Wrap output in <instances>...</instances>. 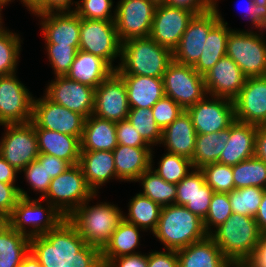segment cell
<instances>
[{
	"label": "cell",
	"mask_w": 266,
	"mask_h": 267,
	"mask_svg": "<svg viewBox=\"0 0 266 267\" xmlns=\"http://www.w3.org/2000/svg\"><path fill=\"white\" fill-rule=\"evenodd\" d=\"M30 252L42 267H103L101 250L86 244L67 218L48 233L31 237Z\"/></svg>",
	"instance_id": "6da1fadb"
},
{
	"label": "cell",
	"mask_w": 266,
	"mask_h": 267,
	"mask_svg": "<svg viewBox=\"0 0 266 267\" xmlns=\"http://www.w3.org/2000/svg\"><path fill=\"white\" fill-rule=\"evenodd\" d=\"M120 61L115 70L118 75L163 78L173 54L150 36L131 38L121 43Z\"/></svg>",
	"instance_id": "7a4b0ae2"
},
{
	"label": "cell",
	"mask_w": 266,
	"mask_h": 267,
	"mask_svg": "<svg viewBox=\"0 0 266 267\" xmlns=\"http://www.w3.org/2000/svg\"><path fill=\"white\" fill-rule=\"evenodd\" d=\"M261 235L254 217L232 213L209 236L233 265H244L256 250Z\"/></svg>",
	"instance_id": "3957f363"
},
{
	"label": "cell",
	"mask_w": 266,
	"mask_h": 267,
	"mask_svg": "<svg viewBox=\"0 0 266 267\" xmlns=\"http://www.w3.org/2000/svg\"><path fill=\"white\" fill-rule=\"evenodd\" d=\"M97 195L76 208L67 220L76 228L86 244L102 250L123 220V211L109 202H97L96 205L90 206L89 202Z\"/></svg>",
	"instance_id": "277c9868"
},
{
	"label": "cell",
	"mask_w": 266,
	"mask_h": 267,
	"mask_svg": "<svg viewBox=\"0 0 266 267\" xmlns=\"http://www.w3.org/2000/svg\"><path fill=\"white\" fill-rule=\"evenodd\" d=\"M154 236L164 249L178 250L205 239L203 220L185 206L171 204L162 207Z\"/></svg>",
	"instance_id": "5b68a950"
},
{
	"label": "cell",
	"mask_w": 266,
	"mask_h": 267,
	"mask_svg": "<svg viewBox=\"0 0 266 267\" xmlns=\"http://www.w3.org/2000/svg\"><path fill=\"white\" fill-rule=\"evenodd\" d=\"M259 31L232 29L228 35L226 55L247 78L266 76V29Z\"/></svg>",
	"instance_id": "8992f818"
},
{
	"label": "cell",
	"mask_w": 266,
	"mask_h": 267,
	"mask_svg": "<svg viewBox=\"0 0 266 267\" xmlns=\"http://www.w3.org/2000/svg\"><path fill=\"white\" fill-rule=\"evenodd\" d=\"M41 200L21 197L5 221L14 230L30 238L55 229L66 217L47 201V206H42Z\"/></svg>",
	"instance_id": "52a82bcc"
},
{
	"label": "cell",
	"mask_w": 266,
	"mask_h": 267,
	"mask_svg": "<svg viewBox=\"0 0 266 267\" xmlns=\"http://www.w3.org/2000/svg\"><path fill=\"white\" fill-rule=\"evenodd\" d=\"M94 195V191L88 186L84 174L77 164L52 178L49 189L42 200L49 202L67 218L76 208Z\"/></svg>",
	"instance_id": "ba28073f"
},
{
	"label": "cell",
	"mask_w": 266,
	"mask_h": 267,
	"mask_svg": "<svg viewBox=\"0 0 266 267\" xmlns=\"http://www.w3.org/2000/svg\"><path fill=\"white\" fill-rule=\"evenodd\" d=\"M163 82L165 96L170 97L185 111L207 96L203 75L191 65L172 61L163 75Z\"/></svg>",
	"instance_id": "9c48e42d"
},
{
	"label": "cell",
	"mask_w": 266,
	"mask_h": 267,
	"mask_svg": "<svg viewBox=\"0 0 266 267\" xmlns=\"http://www.w3.org/2000/svg\"><path fill=\"white\" fill-rule=\"evenodd\" d=\"M79 50L104 59L114 70V59L120 58L121 42L114 21L80 18Z\"/></svg>",
	"instance_id": "30bf717a"
},
{
	"label": "cell",
	"mask_w": 266,
	"mask_h": 267,
	"mask_svg": "<svg viewBox=\"0 0 266 267\" xmlns=\"http://www.w3.org/2000/svg\"><path fill=\"white\" fill-rule=\"evenodd\" d=\"M5 133L0 139V155L19 172L39 156L33 123L3 124Z\"/></svg>",
	"instance_id": "8fae6325"
},
{
	"label": "cell",
	"mask_w": 266,
	"mask_h": 267,
	"mask_svg": "<svg viewBox=\"0 0 266 267\" xmlns=\"http://www.w3.org/2000/svg\"><path fill=\"white\" fill-rule=\"evenodd\" d=\"M156 5L148 0H120L115 7V26L119 41L149 37Z\"/></svg>",
	"instance_id": "7c38bea8"
},
{
	"label": "cell",
	"mask_w": 266,
	"mask_h": 267,
	"mask_svg": "<svg viewBox=\"0 0 266 267\" xmlns=\"http://www.w3.org/2000/svg\"><path fill=\"white\" fill-rule=\"evenodd\" d=\"M85 117L49 100L45 95L33 100L32 120L34 127L81 139Z\"/></svg>",
	"instance_id": "4fadbf2b"
},
{
	"label": "cell",
	"mask_w": 266,
	"mask_h": 267,
	"mask_svg": "<svg viewBox=\"0 0 266 267\" xmlns=\"http://www.w3.org/2000/svg\"><path fill=\"white\" fill-rule=\"evenodd\" d=\"M16 73L0 76V125L32 120L34 97Z\"/></svg>",
	"instance_id": "5bb4252c"
},
{
	"label": "cell",
	"mask_w": 266,
	"mask_h": 267,
	"mask_svg": "<svg viewBox=\"0 0 266 267\" xmlns=\"http://www.w3.org/2000/svg\"><path fill=\"white\" fill-rule=\"evenodd\" d=\"M219 21V13L214 7L204 13L196 14L172 52L173 61L194 66L203 52L209 31Z\"/></svg>",
	"instance_id": "9a60e30c"
},
{
	"label": "cell",
	"mask_w": 266,
	"mask_h": 267,
	"mask_svg": "<svg viewBox=\"0 0 266 267\" xmlns=\"http://www.w3.org/2000/svg\"><path fill=\"white\" fill-rule=\"evenodd\" d=\"M209 96L207 94L202 100L186 110L191 116L197 135L220 132L229 128L235 121L232 100Z\"/></svg>",
	"instance_id": "2e32d148"
},
{
	"label": "cell",
	"mask_w": 266,
	"mask_h": 267,
	"mask_svg": "<svg viewBox=\"0 0 266 267\" xmlns=\"http://www.w3.org/2000/svg\"><path fill=\"white\" fill-rule=\"evenodd\" d=\"M44 95L51 101L88 118L94 111L95 88L56 76L48 83Z\"/></svg>",
	"instance_id": "e0dca14e"
},
{
	"label": "cell",
	"mask_w": 266,
	"mask_h": 267,
	"mask_svg": "<svg viewBox=\"0 0 266 267\" xmlns=\"http://www.w3.org/2000/svg\"><path fill=\"white\" fill-rule=\"evenodd\" d=\"M195 15V12L184 8L171 7L165 4L157 5L150 37L160 46L173 52Z\"/></svg>",
	"instance_id": "ac0fdd59"
},
{
	"label": "cell",
	"mask_w": 266,
	"mask_h": 267,
	"mask_svg": "<svg viewBox=\"0 0 266 267\" xmlns=\"http://www.w3.org/2000/svg\"><path fill=\"white\" fill-rule=\"evenodd\" d=\"M129 110L125 82L114 71L95 89L93 115L117 123L127 119Z\"/></svg>",
	"instance_id": "d6986e66"
},
{
	"label": "cell",
	"mask_w": 266,
	"mask_h": 267,
	"mask_svg": "<svg viewBox=\"0 0 266 267\" xmlns=\"http://www.w3.org/2000/svg\"><path fill=\"white\" fill-rule=\"evenodd\" d=\"M233 103L235 120L266 126V76L247 78Z\"/></svg>",
	"instance_id": "ffe728a7"
},
{
	"label": "cell",
	"mask_w": 266,
	"mask_h": 267,
	"mask_svg": "<svg viewBox=\"0 0 266 267\" xmlns=\"http://www.w3.org/2000/svg\"><path fill=\"white\" fill-rule=\"evenodd\" d=\"M208 95L234 100L244 87L247 77L227 55L223 56L204 75Z\"/></svg>",
	"instance_id": "44dd1931"
},
{
	"label": "cell",
	"mask_w": 266,
	"mask_h": 267,
	"mask_svg": "<svg viewBox=\"0 0 266 267\" xmlns=\"http://www.w3.org/2000/svg\"><path fill=\"white\" fill-rule=\"evenodd\" d=\"M214 190L205 183L200 169H192L176 184L175 204L185 206L202 220L205 219Z\"/></svg>",
	"instance_id": "7402d4cb"
},
{
	"label": "cell",
	"mask_w": 266,
	"mask_h": 267,
	"mask_svg": "<svg viewBox=\"0 0 266 267\" xmlns=\"http://www.w3.org/2000/svg\"><path fill=\"white\" fill-rule=\"evenodd\" d=\"M41 21L45 44L71 45L79 50L80 17L75 12L34 14Z\"/></svg>",
	"instance_id": "603a6c76"
},
{
	"label": "cell",
	"mask_w": 266,
	"mask_h": 267,
	"mask_svg": "<svg viewBox=\"0 0 266 267\" xmlns=\"http://www.w3.org/2000/svg\"><path fill=\"white\" fill-rule=\"evenodd\" d=\"M258 126L235 120L230 125V138L221 153L218 163L237 165L255 156V137Z\"/></svg>",
	"instance_id": "cb8c5ba5"
},
{
	"label": "cell",
	"mask_w": 266,
	"mask_h": 267,
	"mask_svg": "<svg viewBox=\"0 0 266 267\" xmlns=\"http://www.w3.org/2000/svg\"><path fill=\"white\" fill-rule=\"evenodd\" d=\"M197 133L191 116L184 110L173 123L162 131L160 144L166 147L167 152L177 154L192 160L195 151Z\"/></svg>",
	"instance_id": "d4e9b609"
},
{
	"label": "cell",
	"mask_w": 266,
	"mask_h": 267,
	"mask_svg": "<svg viewBox=\"0 0 266 267\" xmlns=\"http://www.w3.org/2000/svg\"><path fill=\"white\" fill-rule=\"evenodd\" d=\"M176 252L178 267H231L233 265L209 235Z\"/></svg>",
	"instance_id": "484cf974"
},
{
	"label": "cell",
	"mask_w": 266,
	"mask_h": 267,
	"mask_svg": "<svg viewBox=\"0 0 266 267\" xmlns=\"http://www.w3.org/2000/svg\"><path fill=\"white\" fill-rule=\"evenodd\" d=\"M114 161L112 151H80L78 165L95 194L103 184L117 179Z\"/></svg>",
	"instance_id": "4316f807"
},
{
	"label": "cell",
	"mask_w": 266,
	"mask_h": 267,
	"mask_svg": "<svg viewBox=\"0 0 266 267\" xmlns=\"http://www.w3.org/2000/svg\"><path fill=\"white\" fill-rule=\"evenodd\" d=\"M153 150L118 144L112 151L117 179L122 182H135L142 173L151 168Z\"/></svg>",
	"instance_id": "83f0119b"
},
{
	"label": "cell",
	"mask_w": 266,
	"mask_h": 267,
	"mask_svg": "<svg viewBox=\"0 0 266 267\" xmlns=\"http://www.w3.org/2000/svg\"><path fill=\"white\" fill-rule=\"evenodd\" d=\"M126 85L130 108L151 109L165 96L163 78L141 75H119Z\"/></svg>",
	"instance_id": "f1b7e54d"
},
{
	"label": "cell",
	"mask_w": 266,
	"mask_h": 267,
	"mask_svg": "<svg viewBox=\"0 0 266 267\" xmlns=\"http://www.w3.org/2000/svg\"><path fill=\"white\" fill-rule=\"evenodd\" d=\"M39 153L48 154L67 161L71 166L79 163L80 140L77 137L34 127Z\"/></svg>",
	"instance_id": "f546056e"
},
{
	"label": "cell",
	"mask_w": 266,
	"mask_h": 267,
	"mask_svg": "<svg viewBox=\"0 0 266 267\" xmlns=\"http://www.w3.org/2000/svg\"><path fill=\"white\" fill-rule=\"evenodd\" d=\"M114 71L101 57L78 50L66 76L96 89Z\"/></svg>",
	"instance_id": "4dcf8cb0"
},
{
	"label": "cell",
	"mask_w": 266,
	"mask_h": 267,
	"mask_svg": "<svg viewBox=\"0 0 266 267\" xmlns=\"http://www.w3.org/2000/svg\"><path fill=\"white\" fill-rule=\"evenodd\" d=\"M116 123L91 115L85 119L81 151H113L117 147Z\"/></svg>",
	"instance_id": "1f68e13d"
},
{
	"label": "cell",
	"mask_w": 266,
	"mask_h": 267,
	"mask_svg": "<svg viewBox=\"0 0 266 267\" xmlns=\"http://www.w3.org/2000/svg\"><path fill=\"white\" fill-rule=\"evenodd\" d=\"M213 7L218 11L220 21L209 31L205 46L203 47V52L197 63L193 66L201 75H204L226 55L228 35L232 30L227 26L228 23L222 18L218 6L214 5Z\"/></svg>",
	"instance_id": "d6a6232c"
},
{
	"label": "cell",
	"mask_w": 266,
	"mask_h": 267,
	"mask_svg": "<svg viewBox=\"0 0 266 267\" xmlns=\"http://www.w3.org/2000/svg\"><path fill=\"white\" fill-rule=\"evenodd\" d=\"M30 252V237L0 220V267H19Z\"/></svg>",
	"instance_id": "836d02e7"
},
{
	"label": "cell",
	"mask_w": 266,
	"mask_h": 267,
	"mask_svg": "<svg viewBox=\"0 0 266 267\" xmlns=\"http://www.w3.org/2000/svg\"><path fill=\"white\" fill-rule=\"evenodd\" d=\"M141 228L126 222L124 219L119 223L113 232L110 240L101 250V260L103 267L113 258L138 253Z\"/></svg>",
	"instance_id": "e575fe53"
},
{
	"label": "cell",
	"mask_w": 266,
	"mask_h": 267,
	"mask_svg": "<svg viewBox=\"0 0 266 267\" xmlns=\"http://www.w3.org/2000/svg\"><path fill=\"white\" fill-rule=\"evenodd\" d=\"M229 138L230 127L220 132L197 135L192 167L201 169L205 165L217 163Z\"/></svg>",
	"instance_id": "d590c367"
},
{
	"label": "cell",
	"mask_w": 266,
	"mask_h": 267,
	"mask_svg": "<svg viewBox=\"0 0 266 267\" xmlns=\"http://www.w3.org/2000/svg\"><path fill=\"white\" fill-rule=\"evenodd\" d=\"M128 214L123 215V219L131 224L141 228V230H150L154 232L158 225L162 207L150 198L137 193L128 202Z\"/></svg>",
	"instance_id": "8d00e7d4"
},
{
	"label": "cell",
	"mask_w": 266,
	"mask_h": 267,
	"mask_svg": "<svg viewBox=\"0 0 266 267\" xmlns=\"http://www.w3.org/2000/svg\"><path fill=\"white\" fill-rule=\"evenodd\" d=\"M135 182H140L142 195L158 203L161 207L175 204L176 184L166 182L151 168L142 173Z\"/></svg>",
	"instance_id": "74e56055"
},
{
	"label": "cell",
	"mask_w": 266,
	"mask_h": 267,
	"mask_svg": "<svg viewBox=\"0 0 266 267\" xmlns=\"http://www.w3.org/2000/svg\"><path fill=\"white\" fill-rule=\"evenodd\" d=\"M235 189L249 186L266 189V163L256 156L232 166Z\"/></svg>",
	"instance_id": "f35d334b"
},
{
	"label": "cell",
	"mask_w": 266,
	"mask_h": 267,
	"mask_svg": "<svg viewBox=\"0 0 266 267\" xmlns=\"http://www.w3.org/2000/svg\"><path fill=\"white\" fill-rule=\"evenodd\" d=\"M19 36L0 24V76L17 73L20 49H22V40Z\"/></svg>",
	"instance_id": "ab89813d"
},
{
	"label": "cell",
	"mask_w": 266,
	"mask_h": 267,
	"mask_svg": "<svg viewBox=\"0 0 266 267\" xmlns=\"http://www.w3.org/2000/svg\"><path fill=\"white\" fill-rule=\"evenodd\" d=\"M153 154H151V169L166 182L178 184L193 169L191 161L177 154L166 152L158 167H153Z\"/></svg>",
	"instance_id": "60d3db41"
},
{
	"label": "cell",
	"mask_w": 266,
	"mask_h": 267,
	"mask_svg": "<svg viewBox=\"0 0 266 267\" xmlns=\"http://www.w3.org/2000/svg\"><path fill=\"white\" fill-rule=\"evenodd\" d=\"M261 187L249 186L234 189L228 193L232 213L255 217L261 203L263 192Z\"/></svg>",
	"instance_id": "b9f144b4"
},
{
	"label": "cell",
	"mask_w": 266,
	"mask_h": 267,
	"mask_svg": "<svg viewBox=\"0 0 266 267\" xmlns=\"http://www.w3.org/2000/svg\"><path fill=\"white\" fill-rule=\"evenodd\" d=\"M127 120L152 148L154 144H160L162 131L157 126L151 109L130 108Z\"/></svg>",
	"instance_id": "7bdbcfd3"
},
{
	"label": "cell",
	"mask_w": 266,
	"mask_h": 267,
	"mask_svg": "<svg viewBox=\"0 0 266 267\" xmlns=\"http://www.w3.org/2000/svg\"><path fill=\"white\" fill-rule=\"evenodd\" d=\"M205 177V183L214 192L229 193L235 189L232 166L220 163H211L200 169Z\"/></svg>",
	"instance_id": "ee69618b"
},
{
	"label": "cell",
	"mask_w": 266,
	"mask_h": 267,
	"mask_svg": "<svg viewBox=\"0 0 266 267\" xmlns=\"http://www.w3.org/2000/svg\"><path fill=\"white\" fill-rule=\"evenodd\" d=\"M232 215L228 193L214 192L210 201L208 213L203 220L206 233L210 235L213 228L219 227Z\"/></svg>",
	"instance_id": "f6af8a7d"
},
{
	"label": "cell",
	"mask_w": 266,
	"mask_h": 267,
	"mask_svg": "<svg viewBox=\"0 0 266 267\" xmlns=\"http://www.w3.org/2000/svg\"><path fill=\"white\" fill-rule=\"evenodd\" d=\"M113 0H79L75 13L82 19L114 21Z\"/></svg>",
	"instance_id": "bcb514c9"
},
{
	"label": "cell",
	"mask_w": 266,
	"mask_h": 267,
	"mask_svg": "<svg viewBox=\"0 0 266 267\" xmlns=\"http://www.w3.org/2000/svg\"><path fill=\"white\" fill-rule=\"evenodd\" d=\"M45 46L55 77L66 76L78 50L71 45L45 44Z\"/></svg>",
	"instance_id": "7dc6e473"
},
{
	"label": "cell",
	"mask_w": 266,
	"mask_h": 267,
	"mask_svg": "<svg viewBox=\"0 0 266 267\" xmlns=\"http://www.w3.org/2000/svg\"><path fill=\"white\" fill-rule=\"evenodd\" d=\"M22 171L31 189L41 193L39 198L42 199L46 195L52 180V177L48 175L46 170V161H38L35 159L20 172Z\"/></svg>",
	"instance_id": "c3c4849f"
},
{
	"label": "cell",
	"mask_w": 266,
	"mask_h": 267,
	"mask_svg": "<svg viewBox=\"0 0 266 267\" xmlns=\"http://www.w3.org/2000/svg\"><path fill=\"white\" fill-rule=\"evenodd\" d=\"M153 117L157 126L163 131L168 125L173 123L184 110L170 97H162L152 108Z\"/></svg>",
	"instance_id": "681fc988"
},
{
	"label": "cell",
	"mask_w": 266,
	"mask_h": 267,
	"mask_svg": "<svg viewBox=\"0 0 266 267\" xmlns=\"http://www.w3.org/2000/svg\"><path fill=\"white\" fill-rule=\"evenodd\" d=\"M30 198L24 189L15 186V183L0 182V220H6L20 198Z\"/></svg>",
	"instance_id": "f907efd6"
},
{
	"label": "cell",
	"mask_w": 266,
	"mask_h": 267,
	"mask_svg": "<svg viewBox=\"0 0 266 267\" xmlns=\"http://www.w3.org/2000/svg\"><path fill=\"white\" fill-rule=\"evenodd\" d=\"M117 143L129 147L152 148L127 120L116 123Z\"/></svg>",
	"instance_id": "816d5d0a"
},
{
	"label": "cell",
	"mask_w": 266,
	"mask_h": 267,
	"mask_svg": "<svg viewBox=\"0 0 266 267\" xmlns=\"http://www.w3.org/2000/svg\"><path fill=\"white\" fill-rule=\"evenodd\" d=\"M148 267H178V257L176 250L164 249V251L160 252H149Z\"/></svg>",
	"instance_id": "f5cc1de1"
},
{
	"label": "cell",
	"mask_w": 266,
	"mask_h": 267,
	"mask_svg": "<svg viewBox=\"0 0 266 267\" xmlns=\"http://www.w3.org/2000/svg\"><path fill=\"white\" fill-rule=\"evenodd\" d=\"M104 267H148V254L138 252L113 258Z\"/></svg>",
	"instance_id": "db71d44e"
},
{
	"label": "cell",
	"mask_w": 266,
	"mask_h": 267,
	"mask_svg": "<svg viewBox=\"0 0 266 267\" xmlns=\"http://www.w3.org/2000/svg\"><path fill=\"white\" fill-rule=\"evenodd\" d=\"M37 160L46 161V170L48 172V175H50L52 178L57 177L61 173H64L71 166L67 161L63 159L43 153H39Z\"/></svg>",
	"instance_id": "11a10c76"
},
{
	"label": "cell",
	"mask_w": 266,
	"mask_h": 267,
	"mask_svg": "<svg viewBox=\"0 0 266 267\" xmlns=\"http://www.w3.org/2000/svg\"><path fill=\"white\" fill-rule=\"evenodd\" d=\"M165 5L184 8L196 14L204 13L212 7L206 0H167Z\"/></svg>",
	"instance_id": "9f6ffc18"
},
{
	"label": "cell",
	"mask_w": 266,
	"mask_h": 267,
	"mask_svg": "<svg viewBox=\"0 0 266 267\" xmlns=\"http://www.w3.org/2000/svg\"><path fill=\"white\" fill-rule=\"evenodd\" d=\"M72 4V5H71ZM77 7V1L73 0H46V3L35 13L45 14L49 12H74L75 8L71 9V6Z\"/></svg>",
	"instance_id": "6f0895ef"
},
{
	"label": "cell",
	"mask_w": 266,
	"mask_h": 267,
	"mask_svg": "<svg viewBox=\"0 0 266 267\" xmlns=\"http://www.w3.org/2000/svg\"><path fill=\"white\" fill-rule=\"evenodd\" d=\"M246 267H266V234H262L252 257L244 264Z\"/></svg>",
	"instance_id": "680465c9"
},
{
	"label": "cell",
	"mask_w": 266,
	"mask_h": 267,
	"mask_svg": "<svg viewBox=\"0 0 266 267\" xmlns=\"http://www.w3.org/2000/svg\"><path fill=\"white\" fill-rule=\"evenodd\" d=\"M254 26L257 29H266V0H253Z\"/></svg>",
	"instance_id": "91938a15"
},
{
	"label": "cell",
	"mask_w": 266,
	"mask_h": 267,
	"mask_svg": "<svg viewBox=\"0 0 266 267\" xmlns=\"http://www.w3.org/2000/svg\"><path fill=\"white\" fill-rule=\"evenodd\" d=\"M255 156L266 163V126H258L255 137Z\"/></svg>",
	"instance_id": "94428289"
},
{
	"label": "cell",
	"mask_w": 266,
	"mask_h": 267,
	"mask_svg": "<svg viewBox=\"0 0 266 267\" xmlns=\"http://www.w3.org/2000/svg\"><path fill=\"white\" fill-rule=\"evenodd\" d=\"M19 171L11 166L1 155H0V182L3 183H15L16 176Z\"/></svg>",
	"instance_id": "6125c7cd"
},
{
	"label": "cell",
	"mask_w": 266,
	"mask_h": 267,
	"mask_svg": "<svg viewBox=\"0 0 266 267\" xmlns=\"http://www.w3.org/2000/svg\"><path fill=\"white\" fill-rule=\"evenodd\" d=\"M254 219L256 220L262 234H266V189L263 192V197Z\"/></svg>",
	"instance_id": "be15d7a7"
},
{
	"label": "cell",
	"mask_w": 266,
	"mask_h": 267,
	"mask_svg": "<svg viewBox=\"0 0 266 267\" xmlns=\"http://www.w3.org/2000/svg\"><path fill=\"white\" fill-rule=\"evenodd\" d=\"M15 1V0H14ZM28 11L35 14L45 3L46 0H20Z\"/></svg>",
	"instance_id": "e7e4bbea"
},
{
	"label": "cell",
	"mask_w": 266,
	"mask_h": 267,
	"mask_svg": "<svg viewBox=\"0 0 266 267\" xmlns=\"http://www.w3.org/2000/svg\"><path fill=\"white\" fill-rule=\"evenodd\" d=\"M19 267H42L34 255L29 252L22 261Z\"/></svg>",
	"instance_id": "03108f58"
},
{
	"label": "cell",
	"mask_w": 266,
	"mask_h": 267,
	"mask_svg": "<svg viewBox=\"0 0 266 267\" xmlns=\"http://www.w3.org/2000/svg\"><path fill=\"white\" fill-rule=\"evenodd\" d=\"M246 7L244 8L245 9V14L244 16L247 17L249 19V21H251L252 25H253V29H254V13H253V8H254V2L253 0H246ZM247 10V11H246Z\"/></svg>",
	"instance_id": "003e7915"
},
{
	"label": "cell",
	"mask_w": 266,
	"mask_h": 267,
	"mask_svg": "<svg viewBox=\"0 0 266 267\" xmlns=\"http://www.w3.org/2000/svg\"><path fill=\"white\" fill-rule=\"evenodd\" d=\"M11 1L13 2V0H0V14H1L3 7Z\"/></svg>",
	"instance_id": "a7ac6f4b"
},
{
	"label": "cell",
	"mask_w": 266,
	"mask_h": 267,
	"mask_svg": "<svg viewBox=\"0 0 266 267\" xmlns=\"http://www.w3.org/2000/svg\"><path fill=\"white\" fill-rule=\"evenodd\" d=\"M148 1L153 2V3L157 6V5H163V4H166V1H167V0H148Z\"/></svg>",
	"instance_id": "89a4df30"
},
{
	"label": "cell",
	"mask_w": 266,
	"mask_h": 267,
	"mask_svg": "<svg viewBox=\"0 0 266 267\" xmlns=\"http://www.w3.org/2000/svg\"><path fill=\"white\" fill-rule=\"evenodd\" d=\"M212 7L214 6V5H218L217 4V2H218V0H206Z\"/></svg>",
	"instance_id": "2644e50d"
},
{
	"label": "cell",
	"mask_w": 266,
	"mask_h": 267,
	"mask_svg": "<svg viewBox=\"0 0 266 267\" xmlns=\"http://www.w3.org/2000/svg\"><path fill=\"white\" fill-rule=\"evenodd\" d=\"M231 267H246L245 265H232Z\"/></svg>",
	"instance_id": "8c879c8a"
},
{
	"label": "cell",
	"mask_w": 266,
	"mask_h": 267,
	"mask_svg": "<svg viewBox=\"0 0 266 267\" xmlns=\"http://www.w3.org/2000/svg\"><path fill=\"white\" fill-rule=\"evenodd\" d=\"M2 14H0V24H2L3 23V20H2V16H1Z\"/></svg>",
	"instance_id": "753ad0ef"
}]
</instances>
